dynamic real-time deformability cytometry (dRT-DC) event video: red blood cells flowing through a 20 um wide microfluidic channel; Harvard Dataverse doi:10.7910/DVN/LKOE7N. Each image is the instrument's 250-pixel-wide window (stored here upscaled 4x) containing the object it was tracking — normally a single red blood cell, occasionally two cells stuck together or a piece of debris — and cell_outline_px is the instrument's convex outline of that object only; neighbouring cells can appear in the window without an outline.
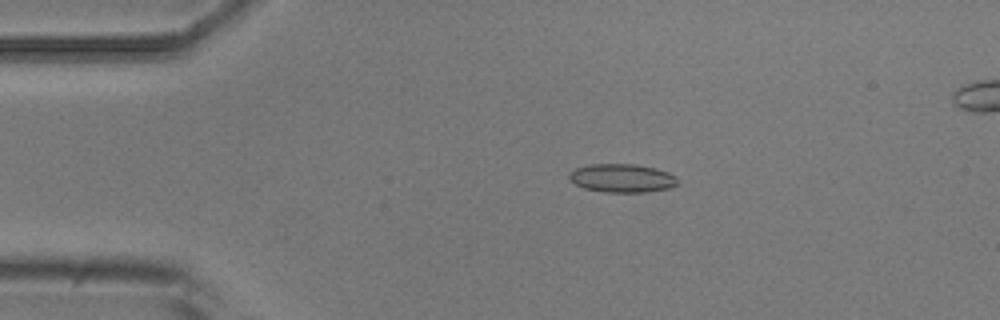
{"species": "common noctule bat (a hibernating species)", "species_latin": "Nyctalus noctula", "temperature_condition": "room temperature", "stored_images_in_passage": 5, "camera_frame_rate_fps": 3000, "um_per_image_px": 0.085, "animal": {"sex": "male", "body_mass_g": 20.5, "forearm_length_mm": 52.5}, "frame": {"image": 1, "passage_image": 3, "time_ms": 2.0, "image_size_px": [1000, 320], "cell_outline_px": [[680, 184], [668, 188], [644, 192], [604, 192], [584, 188], [576, 184], [568, 176], [576, 168], [588, 164], [636, 164], [668, 172], [676, 176], [680, 180]], "centroid_in_image_um": [52.92, 15.14], "position_along_channel_um": 32.1, "area_um2": 17.92}}